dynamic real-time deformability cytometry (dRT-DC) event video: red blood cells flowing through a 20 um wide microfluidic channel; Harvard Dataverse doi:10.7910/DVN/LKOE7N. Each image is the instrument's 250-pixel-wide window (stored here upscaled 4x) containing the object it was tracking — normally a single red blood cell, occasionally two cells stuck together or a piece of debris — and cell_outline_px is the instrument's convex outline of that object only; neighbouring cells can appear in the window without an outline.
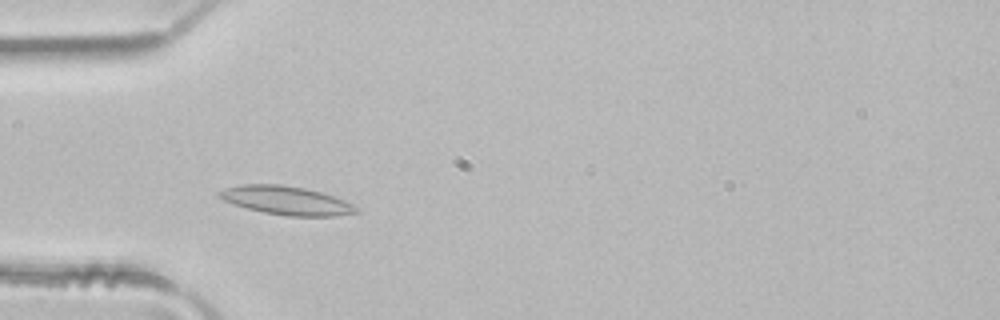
{"species": "common noctule bat (a hibernating species)", "species_latin": "Nyctalus noctula", "temperature_condition": "room temperature", "stored_images_in_passage": 43, "camera_frame_rate_fps": 3000, "um_per_image_px": 0.085, "animal": {"sex": "male", "body_mass_g": 21.5, "forearm_length_mm": 52.0}, "frame": {"image": 1, "passage_image": 9, "time_ms": 2.667, "image_size_px": [1000, 320], "cell_outline_px": [[360, 212], [336, 216], [288, 216], [264, 212], [232, 204], [216, 196], [216, 192], [224, 188], [244, 184], [280, 184], [304, 188], [320, 192], [344, 200], [352, 204]], "centroid_in_image_um": [24.3, 17.04], "position_along_channel_um": 60.7, "area_um2": 22.72}}
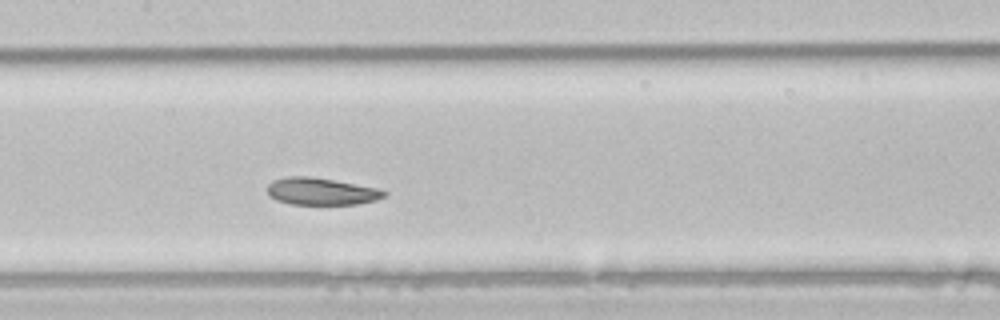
{"frame": {"image": 2, "passage_image": 18, "time_ms": 5.667, "image_size_px": [1000, 320], "cell_outline_px": [[388, 192], [384, 196], [376, 200], [356, 204], [288, 204], [276, 200], [268, 196], [264, 188], [272, 180], [288, 176], [308, 176], [332, 180], [376, 188]], "centroid_in_image_um": [27.2, 16.27], "position_along_channel_um": 180.2, "area_um2": 18.5}}
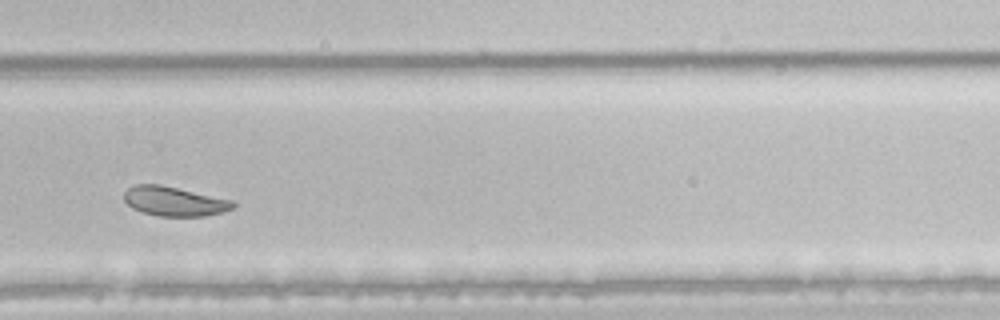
{"frame": {"image": 3, "passage_image": 28, "time_ms": 9.0, "image_size_px": [1000, 320], "cell_outline_px": [[236, 204], [232, 208], [224, 212], [204, 216], [160, 216], [144, 212], [132, 208], [124, 200], [124, 192], [132, 184], [160, 184], [232, 200]], "centroid_in_image_um": [14.8, 17.1], "position_along_channel_um": 315.0, "area_um2": 18.61}, "authors_computed_cell_mechanics": {"area_um2": 21.3282, "velocity_mm_per_s": 4.0752, "shape_relaxation_time_tau1_ms": 3.6427, "shape_relaxation_time_tau2_ms": 0.9178, "deformation_change_tau1": 0.1093, "deformation_change_tau2": 0.0577}}